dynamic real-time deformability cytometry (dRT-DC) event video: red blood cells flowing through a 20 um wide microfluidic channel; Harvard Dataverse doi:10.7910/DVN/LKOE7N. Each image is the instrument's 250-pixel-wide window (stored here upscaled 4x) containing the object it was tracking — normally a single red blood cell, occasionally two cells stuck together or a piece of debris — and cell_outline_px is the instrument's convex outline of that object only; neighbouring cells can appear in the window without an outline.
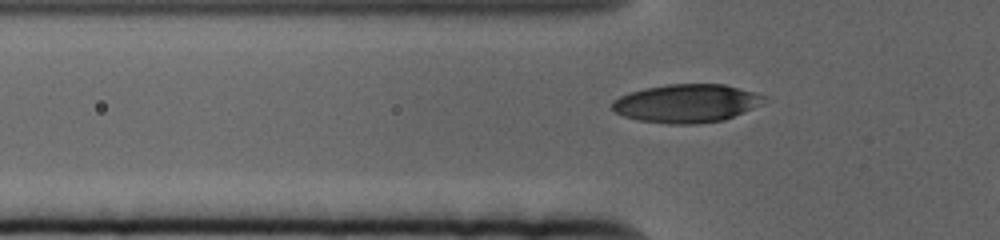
{"species": "human", "species_latin": "Homo sapiens", "temperature_condition": "cold", "stored_images_in_passage": 45, "camera_frame_rate_fps": 3000, "um_per_image_px": 0.085, "donor": {"sex": "female"}, "frame": {"image": 1, "passage_image": 4, "time_ms": 1.0, "image_size_px": [1000, 240], "cell_outline_px": [[772, 96], [768, 100], [744, 112], [724, 120], [696, 124], [668, 124], [636, 120], [624, 116], [616, 112], [612, 108], [612, 100], [628, 92], [644, 88], [668, 84], [724, 84]], "centroid_in_image_um": [58.39, 8.78], "position_along_channel_um": 67.4, "area_um2": 34.33}}
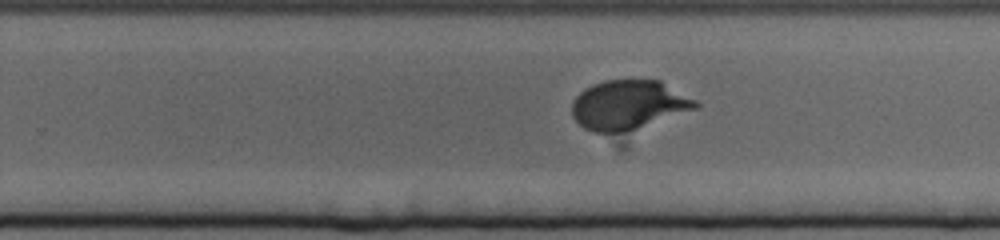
{"frame": {"image": 2, "passage_image": 23, "time_ms": 7.333, "image_size_px": [1000, 240], "cell_outline_px": [[700, 104], [696, 108], [636, 128], [620, 132], [596, 132], [584, 128], [572, 116], [572, 104], [576, 96], [584, 88], [592, 84], [604, 80], [660, 80], [696, 100]], "centroid_in_image_um": [53.39, 8.89], "position_along_channel_um": 276.4, "area_um2": 34.97}}
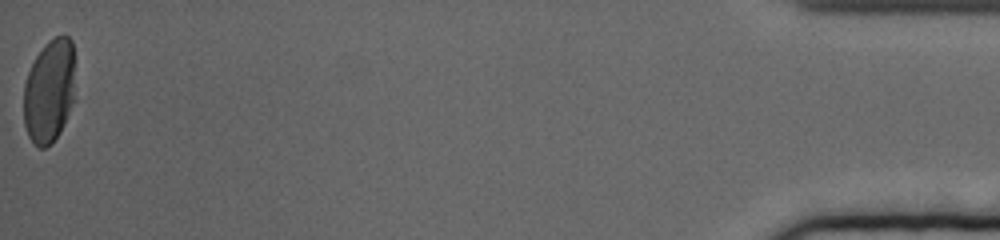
{"frame": {"image": 3, "passage_image": 45, "time_ms": 14.667, "image_size_px": [1000, 240], "cell_outline_px": [[72, 100], [64, 124], [60, 132], [52, 144], [44, 148], [40, 148], [28, 136], [24, 124], [24, 84], [28, 72], [36, 56], [44, 44], [48, 40], [56, 36], [68, 36], [72, 40]], "centroid_in_image_um": [4.14, 7.75], "position_along_channel_um": 431.1, "area_um2": 30.46}, "authors_computed_cell_mechanics": {"area_um2": 34.4488, "velocity_mm_per_s": 3.3165, "shape_relaxation_time_tau1_ms": 3.5164, "shape_relaxation_time_tau2_ms": null, "deformation_change_tau1": 0.1734, "deformation_change_tau2": null}}